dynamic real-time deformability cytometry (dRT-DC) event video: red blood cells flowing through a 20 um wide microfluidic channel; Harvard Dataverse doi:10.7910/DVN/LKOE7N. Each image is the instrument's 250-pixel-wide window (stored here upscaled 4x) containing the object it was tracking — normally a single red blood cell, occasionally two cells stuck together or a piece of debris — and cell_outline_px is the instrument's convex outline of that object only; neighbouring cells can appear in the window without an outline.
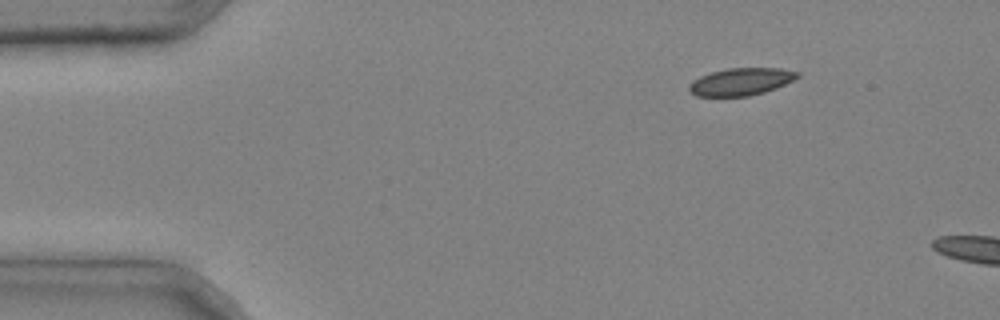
{"species": "common noctule bat (a hibernating species)", "species_latin": "Nyctalus noctula", "temperature_condition": "cold", "stored_images_in_passage": 3, "camera_frame_rate_fps": 3000, "um_per_image_px": 0.085, "animal": {"sex": "male", "body_mass_g": 20.4}, "frame": {"image": 1, "passage_image": 1, "time_ms": 0.0, "image_size_px": [1000, 320], "cell_outline_px": [[800, 76], [776, 88], [764, 92], [748, 96], [696, 96], [688, 92], [688, 84], [692, 80], [700, 76], [712, 72], [728, 68], [780, 68], [800, 72]], "centroid_in_image_um": [62.94, 6.94], "position_along_channel_um": 22.1, "area_um2": 17.34}}